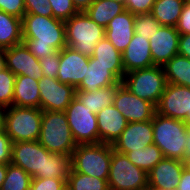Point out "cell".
I'll return each mask as SVG.
<instances>
[{
    "mask_svg": "<svg viewBox=\"0 0 190 190\" xmlns=\"http://www.w3.org/2000/svg\"><path fill=\"white\" fill-rule=\"evenodd\" d=\"M186 154H190V127H188Z\"/></svg>",
    "mask_w": 190,
    "mask_h": 190,
    "instance_id": "50",
    "label": "cell"
},
{
    "mask_svg": "<svg viewBox=\"0 0 190 190\" xmlns=\"http://www.w3.org/2000/svg\"><path fill=\"white\" fill-rule=\"evenodd\" d=\"M152 126L153 143L162 151L164 157L183 161L186 156L187 124L156 112Z\"/></svg>",
    "mask_w": 190,
    "mask_h": 190,
    "instance_id": "3",
    "label": "cell"
},
{
    "mask_svg": "<svg viewBox=\"0 0 190 190\" xmlns=\"http://www.w3.org/2000/svg\"><path fill=\"white\" fill-rule=\"evenodd\" d=\"M66 45L87 57H92L96 44L105 37V28L78 12L65 21Z\"/></svg>",
    "mask_w": 190,
    "mask_h": 190,
    "instance_id": "5",
    "label": "cell"
},
{
    "mask_svg": "<svg viewBox=\"0 0 190 190\" xmlns=\"http://www.w3.org/2000/svg\"><path fill=\"white\" fill-rule=\"evenodd\" d=\"M167 83L190 88V59L176 54L164 66Z\"/></svg>",
    "mask_w": 190,
    "mask_h": 190,
    "instance_id": "28",
    "label": "cell"
},
{
    "mask_svg": "<svg viewBox=\"0 0 190 190\" xmlns=\"http://www.w3.org/2000/svg\"><path fill=\"white\" fill-rule=\"evenodd\" d=\"M39 89L42 111L65 112L76 97V88L70 84L59 82L57 78L43 76L39 80Z\"/></svg>",
    "mask_w": 190,
    "mask_h": 190,
    "instance_id": "12",
    "label": "cell"
},
{
    "mask_svg": "<svg viewBox=\"0 0 190 190\" xmlns=\"http://www.w3.org/2000/svg\"><path fill=\"white\" fill-rule=\"evenodd\" d=\"M180 34L175 27L161 26L149 39L155 66H164L178 54Z\"/></svg>",
    "mask_w": 190,
    "mask_h": 190,
    "instance_id": "18",
    "label": "cell"
},
{
    "mask_svg": "<svg viewBox=\"0 0 190 190\" xmlns=\"http://www.w3.org/2000/svg\"><path fill=\"white\" fill-rule=\"evenodd\" d=\"M59 56L57 80L77 88L86 75L89 57L67 46L59 51Z\"/></svg>",
    "mask_w": 190,
    "mask_h": 190,
    "instance_id": "16",
    "label": "cell"
},
{
    "mask_svg": "<svg viewBox=\"0 0 190 190\" xmlns=\"http://www.w3.org/2000/svg\"><path fill=\"white\" fill-rule=\"evenodd\" d=\"M179 34H190V1H186L176 25Z\"/></svg>",
    "mask_w": 190,
    "mask_h": 190,
    "instance_id": "42",
    "label": "cell"
},
{
    "mask_svg": "<svg viewBox=\"0 0 190 190\" xmlns=\"http://www.w3.org/2000/svg\"><path fill=\"white\" fill-rule=\"evenodd\" d=\"M49 2L55 19L65 22L78 13L72 0H49Z\"/></svg>",
    "mask_w": 190,
    "mask_h": 190,
    "instance_id": "35",
    "label": "cell"
},
{
    "mask_svg": "<svg viewBox=\"0 0 190 190\" xmlns=\"http://www.w3.org/2000/svg\"><path fill=\"white\" fill-rule=\"evenodd\" d=\"M5 133L12 142L39 140L43 111L40 108L10 106L2 109Z\"/></svg>",
    "mask_w": 190,
    "mask_h": 190,
    "instance_id": "6",
    "label": "cell"
},
{
    "mask_svg": "<svg viewBox=\"0 0 190 190\" xmlns=\"http://www.w3.org/2000/svg\"><path fill=\"white\" fill-rule=\"evenodd\" d=\"M178 54L190 59V34H180Z\"/></svg>",
    "mask_w": 190,
    "mask_h": 190,
    "instance_id": "43",
    "label": "cell"
},
{
    "mask_svg": "<svg viewBox=\"0 0 190 190\" xmlns=\"http://www.w3.org/2000/svg\"><path fill=\"white\" fill-rule=\"evenodd\" d=\"M66 187L69 190H110L107 180L75 172L68 176Z\"/></svg>",
    "mask_w": 190,
    "mask_h": 190,
    "instance_id": "30",
    "label": "cell"
},
{
    "mask_svg": "<svg viewBox=\"0 0 190 190\" xmlns=\"http://www.w3.org/2000/svg\"><path fill=\"white\" fill-rule=\"evenodd\" d=\"M13 142L6 133L0 135V164H9L12 160Z\"/></svg>",
    "mask_w": 190,
    "mask_h": 190,
    "instance_id": "41",
    "label": "cell"
},
{
    "mask_svg": "<svg viewBox=\"0 0 190 190\" xmlns=\"http://www.w3.org/2000/svg\"><path fill=\"white\" fill-rule=\"evenodd\" d=\"M92 57L96 59V63L106 66H123L122 53L106 37L96 44Z\"/></svg>",
    "mask_w": 190,
    "mask_h": 190,
    "instance_id": "31",
    "label": "cell"
},
{
    "mask_svg": "<svg viewBox=\"0 0 190 190\" xmlns=\"http://www.w3.org/2000/svg\"><path fill=\"white\" fill-rule=\"evenodd\" d=\"M5 67L4 49L0 48V70Z\"/></svg>",
    "mask_w": 190,
    "mask_h": 190,
    "instance_id": "49",
    "label": "cell"
},
{
    "mask_svg": "<svg viewBox=\"0 0 190 190\" xmlns=\"http://www.w3.org/2000/svg\"><path fill=\"white\" fill-rule=\"evenodd\" d=\"M72 169L85 175L107 180L111 163V145L80 144L72 155Z\"/></svg>",
    "mask_w": 190,
    "mask_h": 190,
    "instance_id": "8",
    "label": "cell"
},
{
    "mask_svg": "<svg viewBox=\"0 0 190 190\" xmlns=\"http://www.w3.org/2000/svg\"><path fill=\"white\" fill-rule=\"evenodd\" d=\"M135 15L125 10L116 15L105 28V37L121 53L134 36Z\"/></svg>",
    "mask_w": 190,
    "mask_h": 190,
    "instance_id": "22",
    "label": "cell"
},
{
    "mask_svg": "<svg viewBox=\"0 0 190 190\" xmlns=\"http://www.w3.org/2000/svg\"><path fill=\"white\" fill-rule=\"evenodd\" d=\"M149 40L134 34L126 49L122 52V63L125 74L136 70L154 66Z\"/></svg>",
    "mask_w": 190,
    "mask_h": 190,
    "instance_id": "21",
    "label": "cell"
},
{
    "mask_svg": "<svg viewBox=\"0 0 190 190\" xmlns=\"http://www.w3.org/2000/svg\"><path fill=\"white\" fill-rule=\"evenodd\" d=\"M121 83L132 94L155 106L159 103L168 84L163 67L155 65L126 73Z\"/></svg>",
    "mask_w": 190,
    "mask_h": 190,
    "instance_id": "7",
    "label": "cell"
},
{
    "mask_svg": "<svg viewBox=\"0 0 190 190\" xmlns=\"http://www.w3.org/2000/svg\"><path fill=\"white\" fill-rule=\"evenodd\" d=\"M96 116L99 143L113 145L126 128L128 121L114 105L100 110Z\"/></svg>",
    "mask_w": 190,
    "mask_h": 190,
    "instance_id": "20",
    "label": "cell"
},
{
    "mask_svg": "<svg viewBox=\"0 0 190 190\" xmlns=\"http://www.w3.org/2000/svg\"><path fill=\"white\" fill-rule=\"evenodd\" d=\"M176 190H190V172L183 169L180 182Z\"/></svg>",
    "mask_w": 190,
    "mask_h": 190,
    "instance_id": "44",
    "label": "cell"
},
{
    "mask_svg": "<svg viewBox=\"0 0 190 190\" xmlns=\"http://www.w3.org/2000/svg\"><path fill=\"white\" fill-rule=\"evenodd\" d=\"M183 164H184V169L190 172V154H186L183 160Z\"/></svg>",
    "mask_w": 190,
    "mask_h": 190,
    "instance_id": "48",
    "label": "cell"
},
{
    "mask_svg": "<svg viewBox=\"0 0 190 190\" xmlns=\"http://www.w3.org/2000/svg\"><path fill=\"white\" fill-rule=\"evenodd\" d=\"M151 144H153V126L152 120H148L128 123L112 147L118 153L126 154Z\"/></svg>",
    "mask_w": 190,
    "mask_h": 190,
    "instance_id": "17",
    "label": "cell"
},
{
    "mask_svg": "<svg viewBox=\"0 0 190 190\" xmlns=\"http://www.w3.org/2000/svg\"><path fill=\"white\" fill-rule=\"evenodd\" d=\"M110 190H139L148 186V173L135 166L126 156L113 150L108 176Z\"/></svg>",
    "mask_w": 190,
    "mask_h": 190,
    "instance_id": "9",
    "label": "cell"
},
{
    "mask_svg": "<svg viewBox=\"0 0 190 190\" xmlns=\"http://www.w3.org/2000/svg\"><path fill=\"white\" fill-rule=\"evenodd\" d=\"M7 173V164H0V189Z\"/></svg>",
    "mask_w": 190,
    "mask_h": 190,
    "instance_id": "46",
    "label": "cell"
},
{
    "mask_svg": "<svg viewBox=\"0 0 190 190\" xmlns=\"http://www.w3.org/2000/svg\"><path fill=\"white\" fill-rule=\"evenodd\" d=\"M113 105L122 113L128 123L152 120L156 113L154 104L138 98L122 83L117 85Z\"/></svg>",
    "mask_w": 190,
    "mask_h": 190,
    "instance_id": "13",
    "label": "cell"
},
{
    "mask_svg": "<svg viewBox=\"0 0 190 190\" xmlns=\"http://www.w3.org/2000/svg\"><path fill=\"white\" fill-rule=\"evenodd\" d=\"M126 156L135 166L147 173L164 158L162 151L154 143L145 148L127 152Z\"/></svg>",
    "mask_w": 190,
    "mask_h": 190,
    "instance_id": "29",
    "label": "cell"
},
{
    "mask_svg": "<svg viewBox=\"0 0 190 190\" xmlns=\"http://www.w3.org/2000/svg\"><path fill=\"white\" fill-rule=\"evenodd\" d=\"M139 190H154V189L151 188V187H149V186H147V187H145V188H143V189H139Z\"/></svg>",
    "mask_w": 190,
    "mask_h": 190,
    "instance_id": "51",
    "label": "cell"
},
{
    "mask_svg": "<svg viewBox=\"0 0 190 190\" xmlns=\"http://www.w3.org/2000/svg\"><path fill=\"white\" fill-rule=\"evenodd\" d=\"M16 76L6 67L0 70V109L13 104V94Z\"/></svg>",
    "mask_w": 190,
    "mask_h": 190,
    "instance_id": "33",
    "label": "cell"
},
{
    "mask_svg": "<svg viewBox=\"0 0 190 190\" xmlns=\"http://www.w3.org/2000/svg\"><path fill=\"white\" fill-rule=\"evenodd\" d=\"M187 0H155L152 16L162 25L176 27Z\"/></svg>",
    "mask_w": 190,
    "mask_h": 190,
    "instance_id": "26",
    "label": "cell"
},
{
    "mask_svg": "<svg viewBox=\"0 0 190 190\" xmlns=\"http://www.w3.org/2000/svg\"><path fill=\"white\" fill-rule=\"evenodd\" d=\"M117 85L99 88L95 91H76V97L93 114H97L105 107L112 106L116 94Z\"/></svg>",
    "mask_w": 190,
    "mask_h": 190,
    "instance_id": "24",
    "label": "cell"
},
{
    "mask_svg": "<svg viewBox=\"0 0 190 190\" xmlns=\"http://www.w3.org/2000/svg\"><path fill=\"white\" fill-rule=\"evenodd\" d=\"M4 57L5 67L15 76L24 75L35 80H40L43 77L40 61L23 42L4 49Z\"/></svg>",
    "mask_w": 190,
    "mask_h": 190,
    "instance_id": "15",
    "label": "cell"
},
{
    "mask_svg": "<svg viewBox=\"0 0 190 190\" xmlns=\"http://www.w3.org/2000/svg\"><path fill=\"white\" fill-rule=\"evenodd\" d=\"M25 13L53 17L49 0H24Z\"/></svg>",
    "mask_w": 190,
    "mask_h": 190,
    "instance_id": "37",
    "label": "cell"
},
{
    "mask_svg": "<svg viewBox=\"0 0 190 190\" xmlns=\"http://www.w3.org/2000/svg\"><path fill=\"white\" fill-rule=\"evenodd\" d=\"M155 0H126L125 10L132 14L151 13Z\"/></svg>",
    "mask_w": 190,
    "mask_h": 190,
    "instance_id": "40",
    "label": "cell"
},
{
    "mask_svg": "<svg viewBox=\"0 0 190 190\" xmlns=\"http://www.w3.org/2000/svg\"><path fill=\"white\" fill-rule=\"evenodd\" d=\"M161 26L151 13L135 15L134 32L148 40Z\"/></svg>",
    "mask_w": 190,
    "mask_h": 190,
    "instance_id": "34",
    "label": "cell"
},
{
    "mask_svg": "<svg viewBox=\"0 0 190 190\" xmlns=\"http://www.w3.org/2000/svg\"><path fill=\"white\" fill-rule=\"evenodd\" d=\"M66 180L57 178H32L30 190H64Z\"/></svg>",
    "mask_w": 190,
    "mask_h": 190,
    "instance_id": "36",
    "label": "cell"
},
{
    "mask_svg": "<svg viewBox=\"0 0 190 190\" xmlns=\"http://www.w3.org/2000/svg\"><path fill=\"white\" fill-rule=\"evenodd\" d=\"M115 1L123 3L124 5L126 4V0H115Z\"/></svg>",
    "mask_w": 190,
    "mask_h": 190,
    "instance_id": "52",
    "label": "cell"
},
{
    "mask_svg": "<svg viewBox=\"0 0 190 190\" xmlns=\"http://www.w3.org/2000/svg\"><path fill=\"white\" fill-rule=\"evenodd\" d=\"M32 177L12 163L7 164V173L0 190H30Z\"/></svg>",
    "mask_w": 190,
    "mask_h": 190,
    "instance_id": "32",
    "label": "cell"
},
{
    "mask_svg": "<svg viewBox=\"0 0 190 190\" xmlns=\"http://www.w3.org/2000/svg\"><path fill=\"white\" fill-rule=\"evenodd\" d=\"M0 10L22 19L25 14L24 0H0Z\"/></svg>",
    "mask_w": 190,
    "mask_h": 190,
    "instance_id": "39",
    "label": "cell"
},
{
    "mask_svg": "<svg viewBox=\"0 0 190 190\" xmlns=\"http://www.w3.org/2000/svg\"><path fill=\"white\" fill-rule=\"evenodd\" d=\"M95 0H72L78 12H85Z\"/></svg>",
    "mask_w": 190,
    "mask_h": 190,
    "instance_id": "45",
    "label": "cell"
},
{
    "mask_svg": "<svg viewBox=\"0 0 190 190\" xmlns=\"http://www.w3.org/2000/svg\"><path fill=\"white\" fill-rule=\"evenodd\" d=\"M125 75L123 66H106L89 57L88 69L76 91H95L99 88L119 85Z\"/></svg>",
    "mask_w": 190,
    "mask_h": 190,
    "instance_id": "14",
    "label": "cell"
},
{
    "mask_svg": "<svg viewBox=\"0 0 190 190\" xmlns=\"http://www.w3.org/2000/svg\"><path fill=\"white\" fill-rule=\"evenodd\" d=\"M125 11V5L115 0H95L85 11L88 17L106 28L108 23Z\"/></svg>",
    "mask_w": 190,
    "mask_h": 190,
    "instance_id": "27",
    "label": "cell"
},
{
    "mask_svg": "<svg viewBox=\"0 0 190 190\" xmlns=\"http://www.w3.org/2000/svg\"><path fill=\"white\" fill-rule=\"evenodd\" d=\"M22 37L23 43L38 60L67 46L65 22L54 17L25 13Z\"/></svg>",
    "mask_w": 190,
    "mask_h": 190,
    "instance_id": "2",
    "label": "cell"
},
{
    "mask_svg": "<svg viewBox=\"0 0 190 190\" xmlns=\"http://www.w3.org/2000/svg\"><path fill=\"white\" fill-rule=\"evenodd\" d=\"M42 75L45 77L57 78L60 63L59 51L53 55H47L40 59Z\"/></svg>",
    "mask_w": 190,
    "mask_h": 190,
    "instance_id": "38",
    "label": "cell"
},
{
    "mask_svg": "<svg viewBox=\"0 0 190 190\" xmlns=\"http://www.w3.org/2000/svg\"><path fill=\"white\" fill-rule=\"evenodd\" d=\"M39 143L49 152L71 156L75 143L65 112L43 111Z\"/></svg>",
    "mask_w": 190,
    "mask_h": 190,
    "instance_id": "4",
    "label": "cell"
},
{
    "mask_svg": "<svg viewBox=\"0 0 190 190\" xmlns=\"http://www.w3.org/2000/svg\"><path fill=\"white\" fill-rule=\"evenodd\" d=\"M22 42V19L0 10V48H11Z\"/></svg>",
    "mask_w": 190,
    "mask_h": 190,
    "instance_id": "25",
    "label": "cell"
},
{
    "mask_svg": "<svg viewBox=\"0 0 190 190\" xmlns=\"http://www.w3.org/2000/svg\"><path fill=\"white\" fill-rule=\"evenodd\" d=\"M5 133V121L2 109H0V135Z\"/></svg>",
    "mask_w": 190,
    "mask_h": 190,
    "instance_id": "47",
    "label": "cell"
},
{
    "mask_svg": "<svg viewBox=\"0 0 190 190\" xmlns=\"http://www.w3.org/2000/svg\"><path fill=\"white\" fill-rule=\"evenodd\" d=\"M11 163L21 167L32 178L68 180L72 158L49 152L38 140L14 142Z\"/></svg>",
    "mask_w": 190,
    "mask_h": 190,
    "instance_id": "1",
    "label": "cell"
},
{
    "mask_svg": "<svg viewBox=\"0 0 190 190\" xmlns=\"http://www.w3.org/2000/svg\"><path fill=\"white\" fill-rule=\"evenodd\" d=\"M65 113L77 145L99 143L97 116L88 107H85L77 97L71 101Z\"/></svg>",
    "mask_w": 190,
    "mask_h": 190,
    "instance_id": "10",
    "label": "cell"
},
{
    "mask_svg": "<svg viewBox=\"0 0 190 190\" xmlns=\"http://www.w3.org/2000/svg\"><path fill=\"white\" fill-rule=\"evenodd\" d=\"M13 106L40 108L39 80L29 76H16Z\"/></svg>",
    "mask_w": 190,
    "mask_h": 190,
    "instance_id": "23",
    "label": "cell"
},
{
    "mask_svg": "<svg viewBox=\"0 0 190 190\" xmlns=\"http://www.w3.org/2000/svg\"><path fill=\"white\" fill-rule=\"evenodd\" d=\"M183 169V161L164 157L148 172V186L153 189L176 190Z\"/></svg>",
    "mask_w": 190,
    "mask_h": 190,
    "instance_id": "19",
    "label": "cell"
},
{
    "mask_svg": "<svg viewBox=\"0 0 190 190\" xmlns=\"http://www.w3.org/2000/svg\"><path fill=\"white\" fill-rule=\"evenodd\" d=\"M156 112L182 120L190 127V88L168 83L156 106Z\"/></svg>",
    "mask_w": 190,
    "mask_h": 190,
    "instance_id": "11",
    "label": "cell"
}]
</instances>
